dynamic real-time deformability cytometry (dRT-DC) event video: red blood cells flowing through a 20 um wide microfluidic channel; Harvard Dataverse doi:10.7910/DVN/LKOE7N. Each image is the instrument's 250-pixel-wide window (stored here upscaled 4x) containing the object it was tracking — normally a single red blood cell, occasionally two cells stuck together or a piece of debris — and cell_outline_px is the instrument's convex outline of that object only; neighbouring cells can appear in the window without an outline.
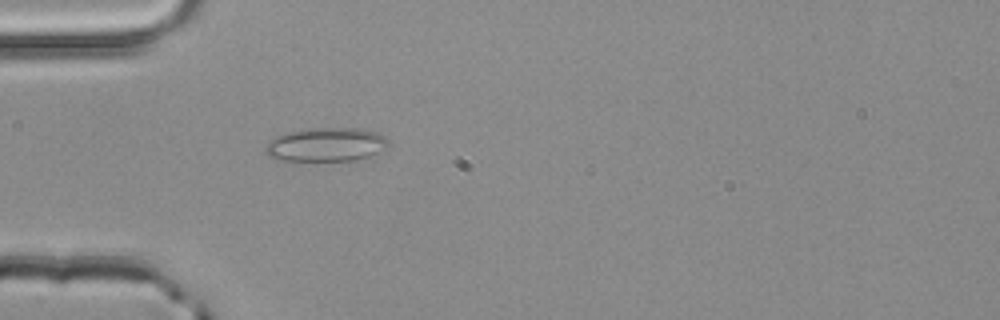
{"species": "common noctule bat (a hibernating species)", "species_latin": "Nyctalus noctula", "temperature_condition": "room temperature", "stored_images_in_passage": 24, "camera_frame_rate_fps": 3000, "um_per_image_px": 0.085, "animal": {"sex": "male", "body_mass_g": 20.4}, "frame": {"image": 1, "passage_image": 1, "time_ms": 0.0, "image_size_px": [1000, 320], "cell_outline_px": [[388, 144], [376, 152], [368, 156], [352, 160], [276, 160], [268, 156], [264, 152], [264, 148], [268, 140], [276, 136], [288, 132], [316, 128], [360, 128], [376, 132], [384, 136], [388, 140]], "centroid_in_image_um": [27.64, 12.28], "position_along_channel_um": 57.4, "area_um2": 23.93}}
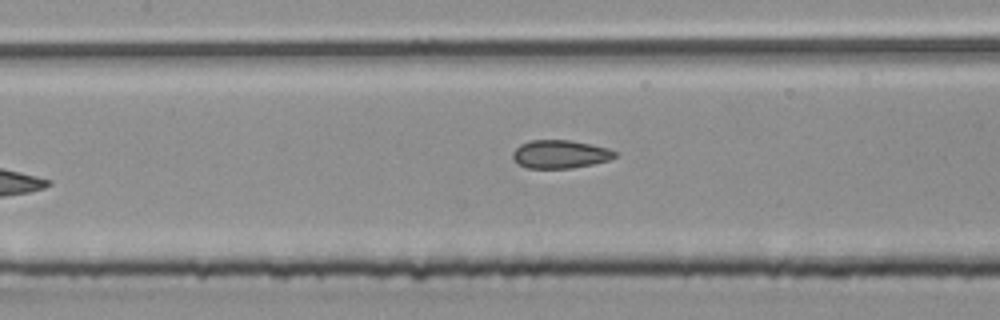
{"frame": {"image": 2, "passage_image": 9, "time_ms": 2.667, "image_size_px": [1000, 320], "cell_outline_px": [[616, 156], [608, 160], [592, 164], [572, 168], [528, 168], [520, 164], [512, 156], [512, 152], [520, 144], [528, 140], [572, 140], [592, 144], [608, 148], [616, 152]], "centroid_in_image_um": [47.61, 13.09], "position_along_channel_um": 159.8, "area_um2": 16.76}}
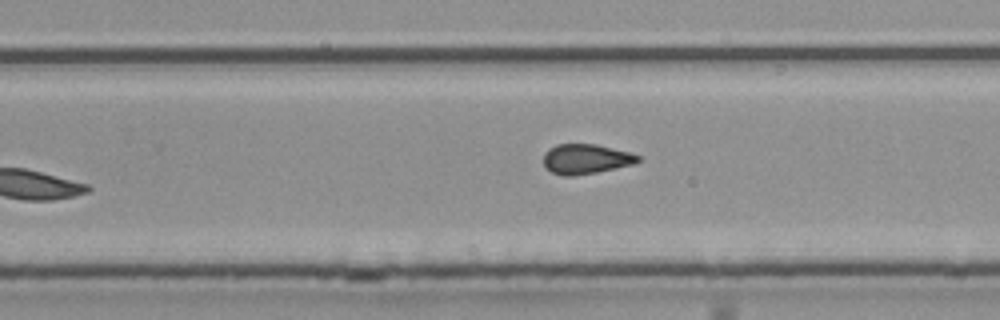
{"frame": {"image": 3, "passage_image": 18, "time_ms": 5.667, "image_size_px": [1000, 320], "cell_outline_px": [[640, 160], [632, 164], [596, 172], [572, 176], [564, 176], [552, 172], [544, 164], [544, 152], [548, 148], [556, 144], [596, 144], [628, 152], [640, 156]], "centroid_in_image_um": [49.76, 13.5], "position_along_channel_um": 280.0, "area_um2": 16.24}, "authors_computed_cell_mechanics": {"area_um2": 16.7042, "velocity_mm_per_s": 4.0254, "shape_relaxation_time_tau1_ms": null, "shape_relaxation_time_tau2_ms": 1.7946, "deformation_change_tau1": null, "deformation_change_tau2": 0.0977}}